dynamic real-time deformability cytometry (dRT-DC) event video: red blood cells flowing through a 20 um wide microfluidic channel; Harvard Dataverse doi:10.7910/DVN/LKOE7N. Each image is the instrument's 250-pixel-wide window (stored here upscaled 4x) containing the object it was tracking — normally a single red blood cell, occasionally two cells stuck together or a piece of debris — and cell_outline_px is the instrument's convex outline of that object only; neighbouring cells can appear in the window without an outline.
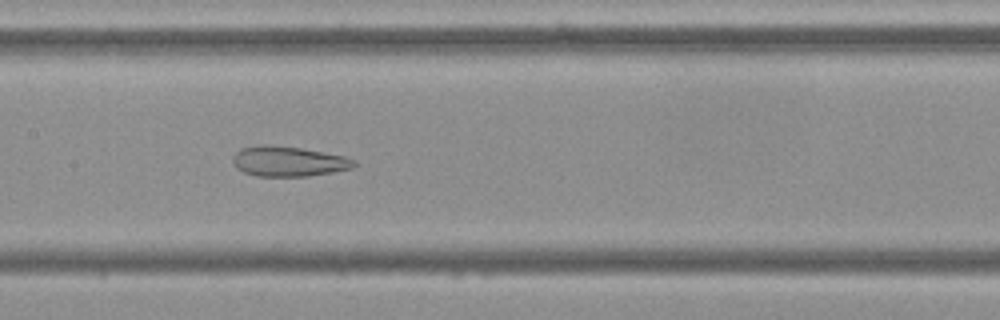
{"species": "Egyptian fruit bat (a non-hibernating species)", "species_latin": "Rousettus aegyptiacus", "temperature_condition": "cold", "stored_images_in_passage": 32, "camera_frame_rate_fps": 3000, "um_per_image_px": 0.085, "frame": {"image": 1, "passage_image": 11, "time_ms": 3.333, "image_size_px": [1000, 320], "cell_outline_px": [[356, 164], [352, 168], [332, 172], [308, 176], [256, 176], [244, 172], [236, 168], [232, 160], [232, 156], [240, 148], [256, 144], [272, 144], [300, 148], [324, 152], [344, 156], [356, 160]], "centroid_in_image_um": [24.48, 13.7], "position_along_channel_um": 182.9, "area_um2": 21.5}}
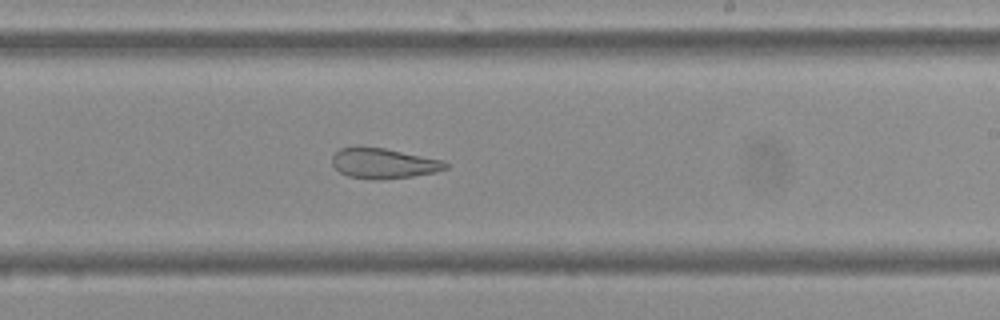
{"frame": {"image": 2, "passage_image": 17, "time_ms": 5.333, "image_size_px": [1000, 320], "cell_outline_px": [[448, 168], [436, 172], [412, 176], [380, 180], [372, 180], [348, 176], [340, 172], [332, 164], [332, 156], [340, 148], [384, 148], [444, 160], [448, 164]], "centroid_in_image_um": [32.64, 13.91], "position_along_channel_um": 256.4, "area_um2": 19.83}}
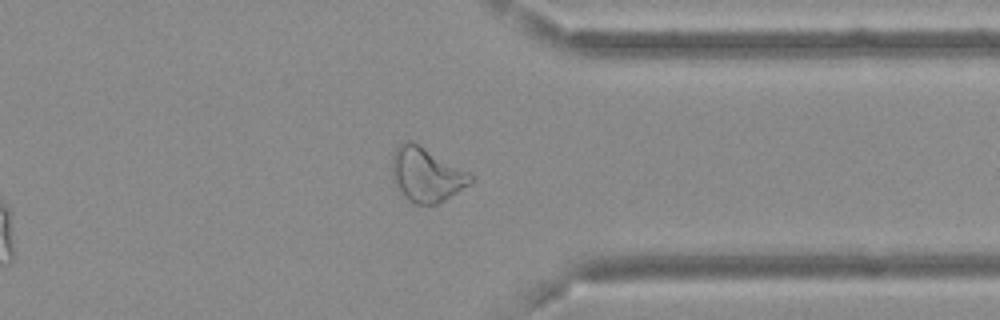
{"frame": {"image": 3, "passage_image": 27, "time_ms": 8.667, "image_size_px": [1000, 320], "cell_outline_px": [[472, 180], [468, 184], [456, 192], [436, 204], [416, 204], [408, 200], [404, 196], [392, 176], [392, 152], [396, 144], [404, 140], [412, 140], [468, 172], [472, 176]], "centroid_in_image_um": [36.18, 14.79], "position_along_channel_um": 375.2, "area_um2": 24.45}, "authors_computed_cell_mechanics": {"area_um2": 22.0796, "velocity_mm_per_s": 3.6922, "shape_relaxation_time_tau1_ms": null, "shape_relaxation_time_tau2_ms": 2.5667, "deformation_change_tau1": null, "deformation_change_tau2": 0.1142}}